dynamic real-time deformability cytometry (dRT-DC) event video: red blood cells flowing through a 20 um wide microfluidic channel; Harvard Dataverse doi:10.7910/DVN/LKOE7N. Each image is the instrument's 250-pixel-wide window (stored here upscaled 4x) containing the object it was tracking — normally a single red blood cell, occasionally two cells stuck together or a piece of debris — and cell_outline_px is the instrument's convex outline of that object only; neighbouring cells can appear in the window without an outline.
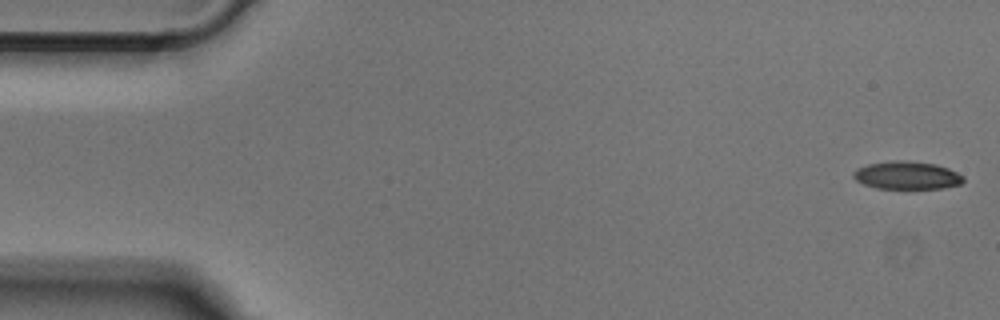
{"species": "Egyptian fruit bat (a non-hibernating species)", "species_latin": "Rousettus aegyptiacus", "temperature_condition": "cold", "stored_images_in_passage": 50, "camera_frame_rate_fps": 3000, "um_per_image_px": 0.085, "animal": {"sex": "male"}, "frame": {"image": 1, "passage_image": 1, "time_ms": 0.0, "image_size_px": [1000, 320], "cell_outline_px": [[964, 180], [960, 184], [944, 188], [876, 188], [864, 184], [856, 180], [852, 176], [852, 172], [856, 168], [868, 164], [888, 160], [904, 160], [936, 164], [948, 168], [964, 176]], "centroid_in_image_um": [77.06, 14.89], "position_along_channel_um": 7.9, "area_um2": 17.98}}
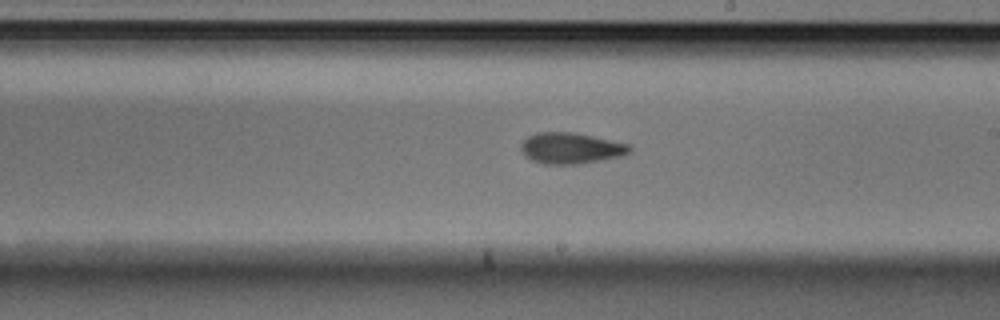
{"frame": {"image": 2, "passage_image": 28, "time_ms": 9.0, "image_size_px": [1000, 320], "cell_outline_px": [[632, 152], [624, 156], [580, 164], [544, 164], [532, 160], [524, 156], [520, 148], [520, 144], [528, 136], [536, 132], [576, 132], [632, 144]], "centroid_in_image_um": [48.58, 12.59], "position_along_channel_um": 240.4, "area_um2": 20.17}}
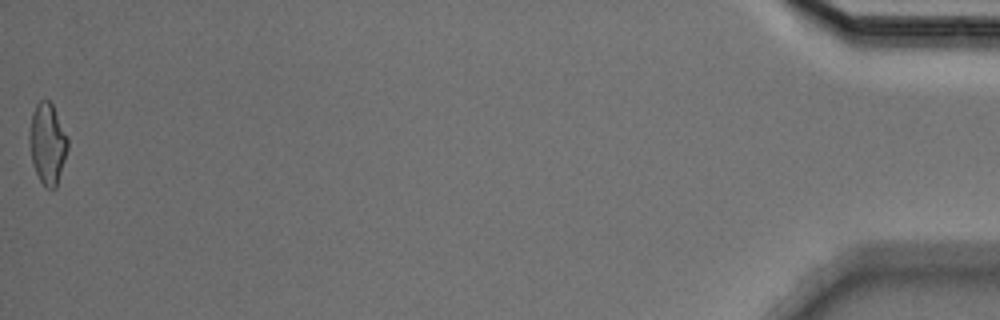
{"frame": {"image": 3, "passage_image": 50, "time_ms": 16.333, "image_size_px": [1000, 320], "cell_outline_px": [[68, 148], [56, 188], [44, 188], [32, 164], [28, 144], [28, 132], [32, 112], [36, 104], [40, 100], [48, 100], [52, 104], [68, 136]], "centroid_in_image_um": [4.01, 12.2], "position_along_channel_um": 431.2, "area_um2": 18.38}}